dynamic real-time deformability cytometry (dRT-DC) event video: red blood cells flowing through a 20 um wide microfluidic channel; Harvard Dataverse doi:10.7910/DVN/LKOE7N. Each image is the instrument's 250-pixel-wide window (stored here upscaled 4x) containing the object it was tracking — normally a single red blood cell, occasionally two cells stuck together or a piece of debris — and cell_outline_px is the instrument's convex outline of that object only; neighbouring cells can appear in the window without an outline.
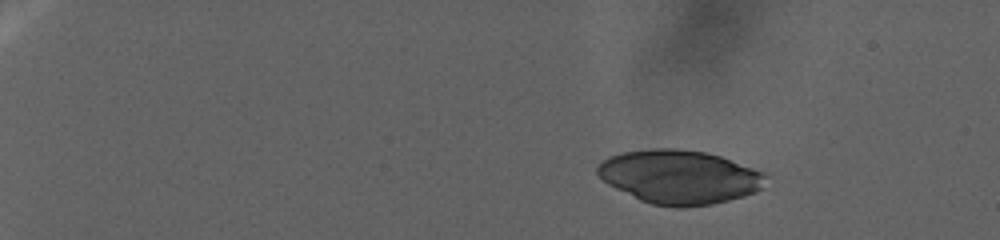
{"species": "human", "species_latin": "Homo sapiens", "temperature_condition": "warm", "stored_images_in_passage": 72, "camera_frame_rate_fps": 3000, "um_per_image_px": 0.085, "donor": {"sex": "female"}, "frame": {"image": 1, "passage_image": 1, "time_ms": 0.0, "image_size_px": [1000, 240], "cell_outline_px": [[768, 176], [760, 188], [756, 192], [744, 196], [712, 204], [680, 208], [676, 208], [652, 204], [640, 200], [608, 184], [596, 172], [596, 168], [608, 156], [624, 152], [652, 148], [676, 148], [704, 152], [720, 156], [768, 172]], "centroid_in_image_um": [57.79, 15.03], "position_along_channel_um": 27.2, "area_um2": 52.89}}